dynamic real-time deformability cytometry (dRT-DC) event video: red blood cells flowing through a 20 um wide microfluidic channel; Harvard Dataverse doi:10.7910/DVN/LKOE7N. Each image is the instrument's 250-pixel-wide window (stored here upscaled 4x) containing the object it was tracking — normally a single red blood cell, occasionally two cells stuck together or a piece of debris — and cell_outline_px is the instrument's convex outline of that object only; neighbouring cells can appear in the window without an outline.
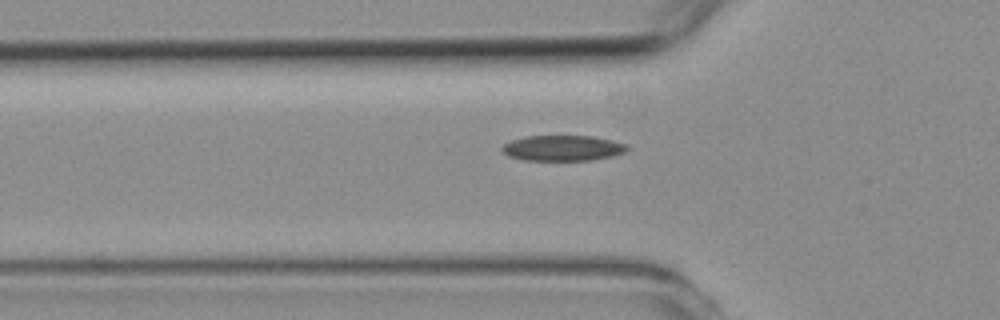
{"species": "common noctule bat (a hibernating species)", "species_latin": "Nyctalus noctula", "temperature_condition": "room temperature", "stored_images_in_passage": 36, "camera_frame_rate_fps": 3000, "um_per_image_px": 0.085, "animal": {"sex": "female", "body_mass_g": 19.3, "forearm_length_mm": 54.1}, "frame": {"image": 1, "passage_image": 7, "time_ms": 2.0, "image_size_px": [1000, 320], "cell_outline_px": [[628, 152], [612, 156], [592, 160], [524, 160], [508, 156], [500, 148], [504, 144], [512, 140], [528, 136], [592, 136], [612, 140], [624, 144], [628, 148]], "centroid_in_image_um": [47.84, 12.59], "position_along_channel_um": 78.0, "area_um2": 18.55}}
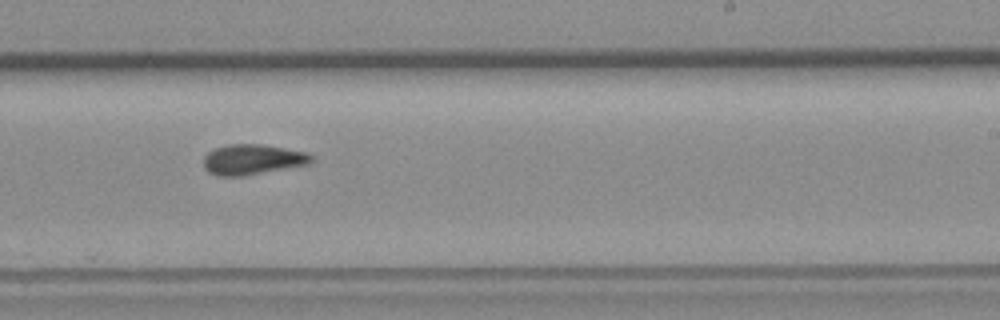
{"frame": {"image": 2, "passage_image": 22, "time_ms": 7.0, "image_size_px": [1000, 320], "cell_outline_px": [[312, 164], [244, 176], [216, 176], [208, 172], [204, 168], [204, 156], [208, 152], [216, 148], [228, 144], [260, 144], [308, 152], [312, 156]], "centroid_in_image_um": [21.48, 13.57], "position_along_channel_um": 267.5, "area_um2": 19.25}}
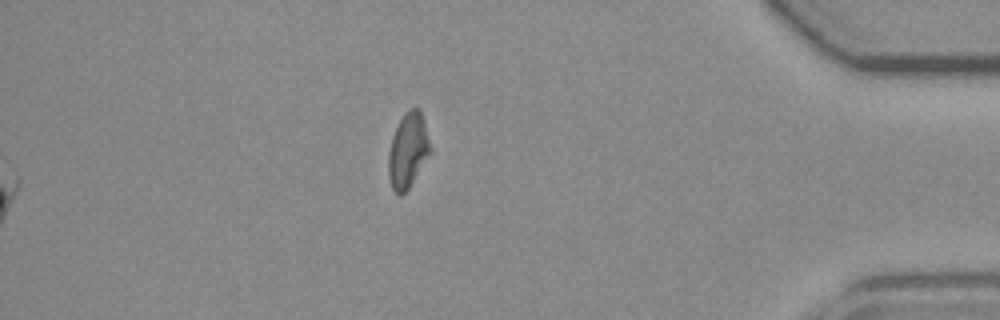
{"frame": {"image": 3, "passage_image": 36, "time_ms": 11.667, "image_size_px": [1000, 320], "cell_outline_px": [[432, 152], [408, 188], [400, 196], [392, 188], [388, 176], [388, 156], [392, 136], [404, 112], [408, 108], [420, 108], [424, 120], [432, 148]], "centroid_in_image_um": [34.69, 12.76], "position_along_channel_um": 400.5, "area_um2": 18.38}, "authors_computed_cell_mechanics": {"area_um2": 18.6694, "velocity_mm_per_s": 3.7912, "shape_relaxation_time_tau1_ms": 8.2401, "shape_relaxation_time_tau2_ms": 7.1443, "deformation_change_tau1": 0.1588, "deformation_change_tau2": 0.1598}}